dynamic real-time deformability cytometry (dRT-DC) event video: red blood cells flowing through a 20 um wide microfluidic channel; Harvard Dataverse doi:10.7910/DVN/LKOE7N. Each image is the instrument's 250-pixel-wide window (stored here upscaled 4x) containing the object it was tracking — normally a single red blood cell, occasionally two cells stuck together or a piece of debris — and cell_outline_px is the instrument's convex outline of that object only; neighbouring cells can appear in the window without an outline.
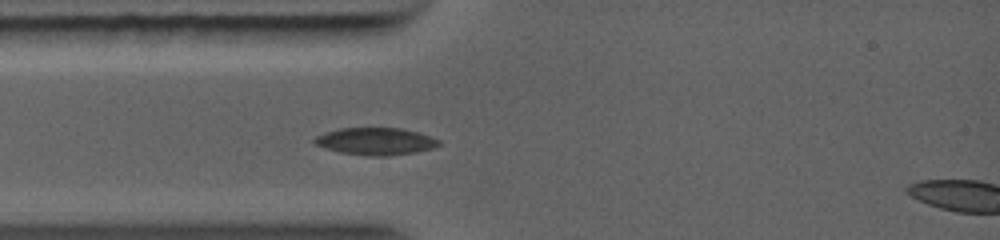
{"species": "common noctule bat (a hibernating species)", "species_latin": "Nyctalus noctula", "temperature_condition": "warm", "stored_images_in_passage": 28, "camera_frame_rate_fps": 5000, "um_per_image_px": 0.085, "animal": {"sex": "female", "body_mass_g": 19.0, "forearm_length_mm": 56.7}, "frame": {"image": 1, "passage_image": 7, "time_ms": 2.0, "image_size_px": [1000, 240], "cell_outline_px": [[436, 144], [424, 148], [408, 152], [344, 152], [316, 144], [316, 140], [320, 136], [328, 132], [340, 128], [400, 128], [416, 132], [428, 136], [436, 140]], "centroid_in_image_um": [31.86, 11.92], "position_along_channel_um": 53.1, "area_um2": 17.11}}
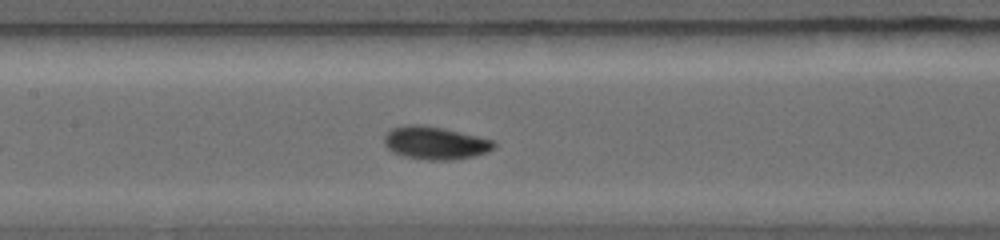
{"frame": {"image": 2, "passage_image": 18, "time_ms": 4.4, "image_size_px": [1000, 240], "cell_outline_px": [[492, 144], [488, 148], [480, 152], [464, 156], [412, 156], [388, 144], [388, 132], [396, 128], [412, 124], [416, 124], [440, 128], [488, 140]], "centroid_in_image_um": [36.96, 12.04], "position_along_channel_um": 170.4, "area_um2": 17.22}}
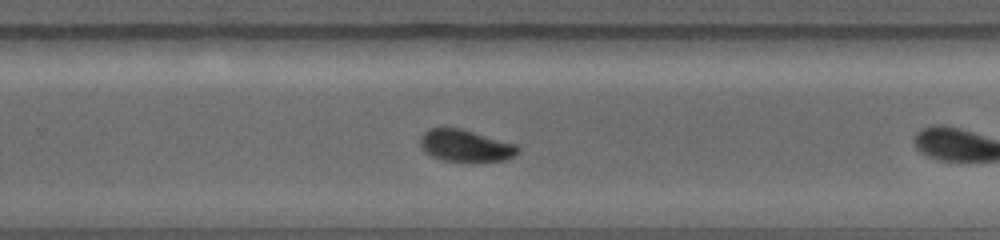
{"frame": {"image": 3, "passage_image": 27, "time_ms": 6.0, "image_size_px": [1000, 240], "cell_outline_px": [[516, 152], [500, 160], [452, 160], [440, 156], [432, 152], [424, 144], [424, 136], [432, 128], [460, 128], [512, 144], [516, 148]], "centroid_in_image_um": [39.63, 12.34], "position_along_channel_um": 290.2, "area_um2": 15.84}}